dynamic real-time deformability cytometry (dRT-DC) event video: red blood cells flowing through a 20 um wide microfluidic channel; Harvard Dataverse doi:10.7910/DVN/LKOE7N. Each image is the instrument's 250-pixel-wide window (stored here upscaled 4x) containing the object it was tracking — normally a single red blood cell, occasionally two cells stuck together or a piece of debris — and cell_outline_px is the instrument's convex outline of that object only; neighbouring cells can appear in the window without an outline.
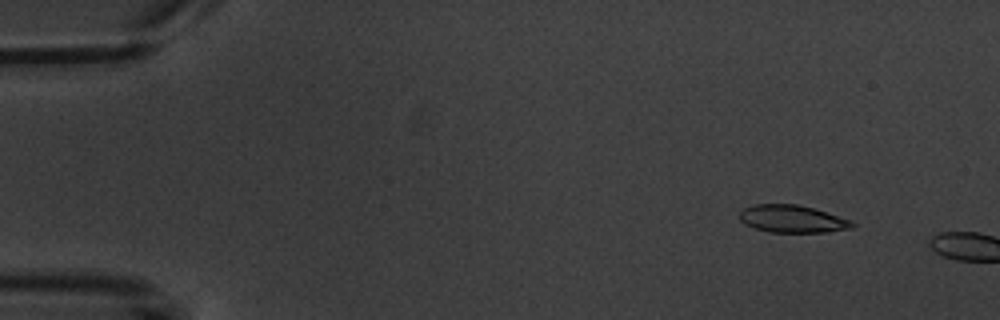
{"species": "common noctule bat (a hibernating species)", "species_latin": "Nyctalus noctula", "temperature_condition": "warm", "stored_images_in_passage": 3, "camera_frame_rate_fps": 3000, "um_per_image_px": 0.085, "animal": {"sex": "male", "body_mass_g": 20.1, "forearm_length_mm": 53.5}, "frame": {"image": 1, "passage_image": 2, "time_ms": 1.0, "image_size_px": [1000, 320], "cell_outline_px": [[856, 224], [852, 228], [824, 232], [768, 232], [744, 224], [740, 220], [740, 212], [744, 208], [752, 204], [796, 204], [812, 208], [852, 220]], "centroid_in_image_um": [67.33, 18.6], "position_along_channel_um": 17.7, "area_um2": 17.98}}